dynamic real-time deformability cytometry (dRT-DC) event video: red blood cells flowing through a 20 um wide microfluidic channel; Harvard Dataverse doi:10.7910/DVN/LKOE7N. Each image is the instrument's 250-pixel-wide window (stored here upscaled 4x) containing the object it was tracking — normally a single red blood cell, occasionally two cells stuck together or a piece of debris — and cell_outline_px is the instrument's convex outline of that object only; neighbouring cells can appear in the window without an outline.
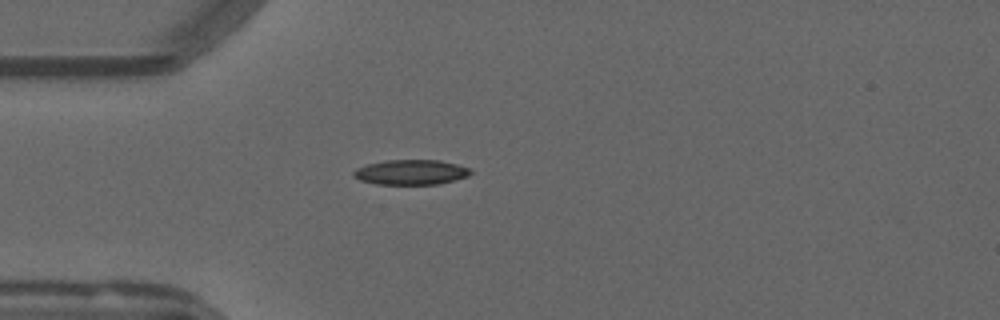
{"species": "common noctule bat (a hibernating species)", "species_latin": "Nyctalus noctula", "temperature_condition": "warm", "stored_images_in_passage": 36, "camera_frame_rate_fps": 3000, "um_per_image_px": 0.085, "animal": {"sex": "male", "forearm_length_mm": 52.5}, "frame": {"image": 1, "passage_image": 2, "time_ms": 0.333, "image_size_px": [1000, 320], "cell_outline_px": [[472, 172], [468, 176], [440, 184], [376, 184], [360, 180], [352, 176], [352, 172], [356, 168], [368, 164], [388, 160], [440, 160], [456, 164], [468, 168]], "centroid_in_image_um": [34.91, 14.64], "position_along_channel_um": 50.1, "area_um2": 16.99}}
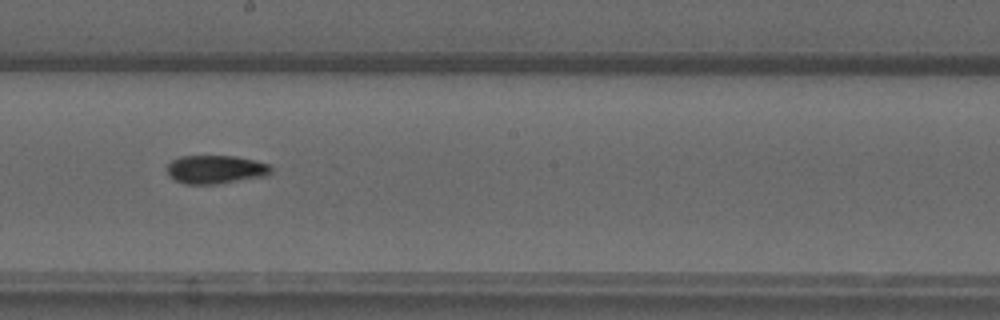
{"frame": {"image": 2, "passage_image": 17, "time_ms": 5.333, "image_size_px": [1000, 320], "cell_outline_px": [[272, 172], [264, 176], [216, 184], [184, 184], [168, 176], [168, 164], [172, 160], [180, 156], [236, 156], [268, 164], [272, 168]], "centroid_in_image_um": [18.3, 14.4], "position_along_channel_um": 229.9, "area_um2": 17.11}}
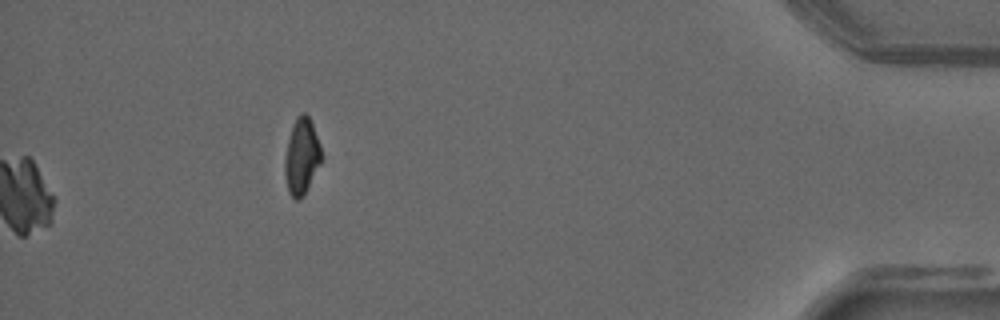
{"frame": {"image": 3, "passage_image": 36, "time_ms": 11.667, "image_size_px": [1000, 320], "cell_outline_px": [[320, 164], [304, 192], [296, 200], [288, 192], [284, 172], [284, 160], [288, 140], [292, 124], [296, 116], [300, 112], [304, 112], [308, 116], [312, 124], [320, 144]], "centroid_in_image_um": [25.6, 13.23], "position_along_channel_um": 409.6, "area_um2": 15.84}, "authors_computed_cell_mechanics": {"area_um2": 17.4267, "velocity_mm_per_s": 3.7953, "shape_relaxation_time_tau1_ms": 11.2371, "shape_relaxation_time_tau2_ms": 5.8537, "deformation_change_tau1": 0.2719, "deformation_change_tau2": 0.1082}}